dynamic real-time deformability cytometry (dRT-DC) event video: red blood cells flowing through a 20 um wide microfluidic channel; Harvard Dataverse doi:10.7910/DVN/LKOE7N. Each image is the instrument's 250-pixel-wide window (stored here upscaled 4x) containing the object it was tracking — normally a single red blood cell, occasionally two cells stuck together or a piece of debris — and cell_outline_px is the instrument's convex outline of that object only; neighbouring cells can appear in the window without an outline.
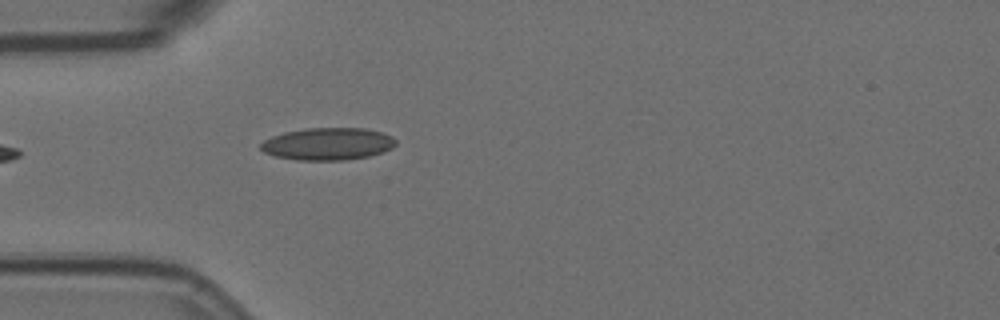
{"species": "Egyptian fruit bat (a non-hibernating species)", "species_latin": "Rousettus aegyptiacus", "temperature_condition": "room temperature", "stored_images_in_passage": 4, "camera_frame_rate_fps": 3000, "um_per_image_px": 0.085, "animal": {"sex": "female"}, "frame": {"image": 1, "passage_image": 4, "time_ms": 1.0, "image_size_px": [1000, 320], "cell_outline_px": [[396, 144], [392, 148], [384, 152], [368, 156], [344, 160], [296, 160], [276, 156], [264, 152], [260, 148], [260, 144], [264, 140], [272, 136], [284, 132], [304, 128], [364, 128], [380, 132], [392, 136], [396, 140]], "centroid_in_image_um": [27.86, 12.23], "position_along_channel_um": 57.1, "area_um2": 25.49}}